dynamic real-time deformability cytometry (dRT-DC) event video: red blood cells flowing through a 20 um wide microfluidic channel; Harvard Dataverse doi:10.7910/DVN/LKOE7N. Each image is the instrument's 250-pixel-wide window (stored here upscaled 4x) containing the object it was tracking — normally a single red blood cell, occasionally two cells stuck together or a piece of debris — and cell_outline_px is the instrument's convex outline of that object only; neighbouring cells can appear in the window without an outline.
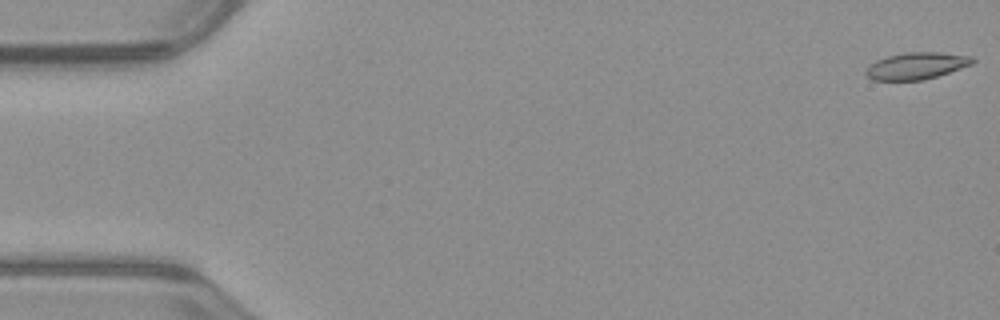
{"species": "common noctule bat (a hibernating species)", "species_latin": "Nyctalus noctula", "temperature_condition": "warm", "stored_images_in_passage": 52, "camera_frame_rate_fps": 3000, "um_per_image_px": 0.085, "animal": {"sex": "male", "body_mass_g": 23.1, "forearm_length_mm": 52.7}, "frame": {"image": 1, "passage_image": 1, "time_ms": 0.0, "image_size_px": [1000, 320], "cell_outline_px": [[976, 60], [972, 64], [924, 80], [872, 80], [864, 72], [876, 60], [888, 56], [904, 52], [940, 52], [972, 56]], "centroid_in_image_um": [77.91, 5.58], "position_along_channel_um": 7.1, "area_um2": 16.53}}
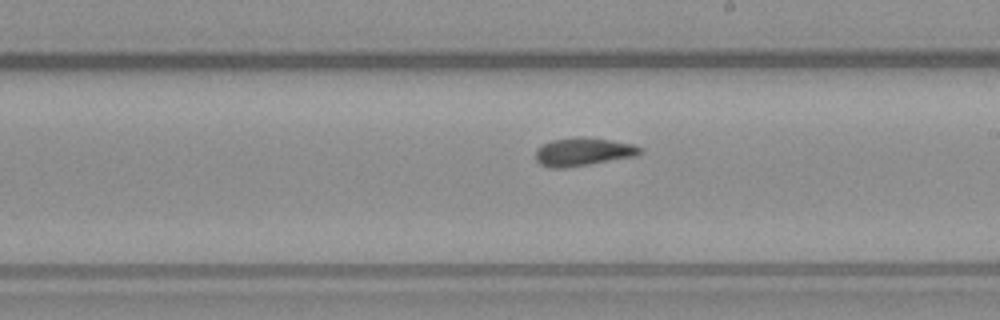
{"frame": {"image": 2, "passage_image": 30, "time_ms": 9.667, "image_size_px": [1000, 320], "cell_outline_px": [[644, 148], [636, 156], [564, 168], [552, 168], [540, 164], [536, 160], [536, 148], [552, 140], [576, 136], [580, 136], [612, 140], [632, 144]], "centroid_in_image_um": [49.55, 12.89], "position_along_channel_um": 239.4, "area_um2": 17.11}}
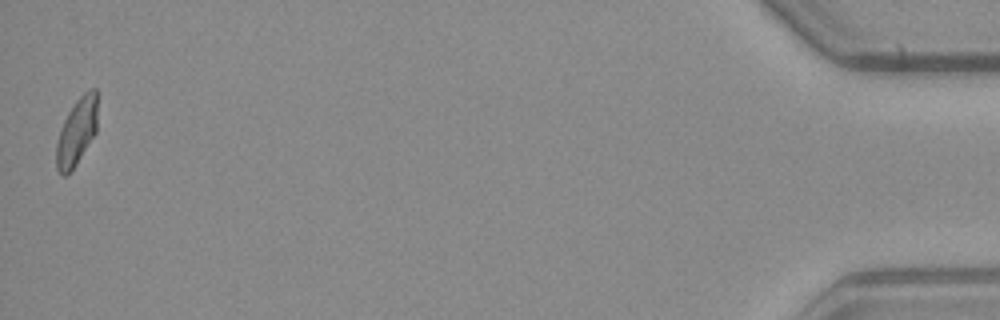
{"frame": {"image": 3, "passage_image": 52, "time_ms": 17.0, "image_size_px": [1000, 320], "cell_outline_px": [[96, 132], [76, 164], [64, 176], [60, 176], [56, 168], [56, 144], [60, 128], [68, 112], [76, 100], [84, 92], [92, 88], [96, 88]], "centroid_in_image_um": [6.49, 11.2], "position_along_channel_um": 428.7, "area_um2": 15.9}, "authors_computed_cell_mechanics": {"area_um2": 16.8487, "velocity_mm_per_s": 3.9713, "shape_relaxation_time_tau1_ms": null, "shape_relaxation_time_tau2_ms": 1.765, "deformation_change_tau1": null, "deformation_change_tau2": 0.0668}}